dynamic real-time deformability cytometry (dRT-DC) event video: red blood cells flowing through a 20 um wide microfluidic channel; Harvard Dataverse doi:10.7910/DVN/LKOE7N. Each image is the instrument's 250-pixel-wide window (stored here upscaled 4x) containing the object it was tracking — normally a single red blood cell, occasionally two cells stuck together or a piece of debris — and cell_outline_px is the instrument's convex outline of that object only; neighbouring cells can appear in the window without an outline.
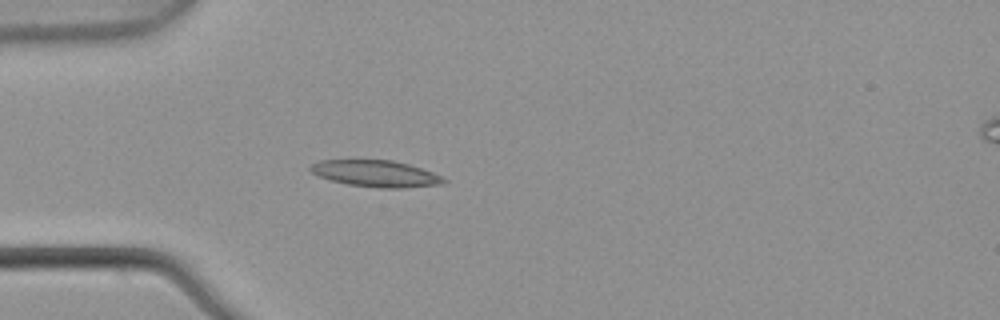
{"species": "common noctule bat (a hibernating species)", "species_latin": "Nyctalus noctula", "temperature_condition": "warm", "stored_images_in_passage": 4, "camera_frame_rate_fps": 3000, "um_per_image_px": 0.085, "animal": {"sex": "male", "body_mass_g": 21.5, "forearm_length_mm": 52.0}, "frame": {"image": 1, "passage_image": 4, "time_ms": 1.0, "image_size_px": [1000, 320], "cell_outline_px": [[448, 180], [444, 184], [404, 188], [380, 188], [348, 184], [332, 180], [320, 176], [312, 172], [308, 168], [312, 164], [320, 160], [392, 160], [408, 164], [432, 172]], "centroid_in_image_um": [31.97, 14.76], "position_along_channel_um": 53.0, "area_um2": 20.46}}